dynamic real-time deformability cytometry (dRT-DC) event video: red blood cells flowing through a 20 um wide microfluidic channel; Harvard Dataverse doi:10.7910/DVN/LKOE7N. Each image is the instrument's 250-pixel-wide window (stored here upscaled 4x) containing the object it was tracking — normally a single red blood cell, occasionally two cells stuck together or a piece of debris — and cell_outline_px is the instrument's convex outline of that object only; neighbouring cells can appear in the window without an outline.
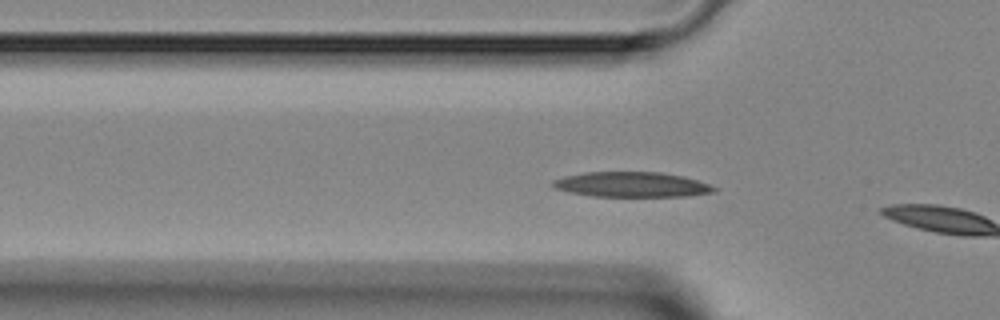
{"species": "Egyptian fruit bat (a non-hibernating species)", "species_latin": "Rousettus aegyptiacus", "temperature_condition": "room temperature", "stored_images_in_passage": 5, "camera_frame_rate_fps": 3000, "um_per_image_px": 0.085, "animal": {"sex": "female"}, "frame": {"image": 1, "passage_image": 4, "time_ms": 7.0, "image_size_px": [1000, 320], "cell_outline_px": [[716, 192], [688, 196], [592, 196], [568, 192], [556, 188], [552, 184], [552, 180], [564, 176], [584, 172], [660, 172], [684, 176], [708, 184], [716, 188]], "centroid_in_image_um": [53.68, 15.68], "position_along_channel_um": 72.1, "area_um2": 23.52}}